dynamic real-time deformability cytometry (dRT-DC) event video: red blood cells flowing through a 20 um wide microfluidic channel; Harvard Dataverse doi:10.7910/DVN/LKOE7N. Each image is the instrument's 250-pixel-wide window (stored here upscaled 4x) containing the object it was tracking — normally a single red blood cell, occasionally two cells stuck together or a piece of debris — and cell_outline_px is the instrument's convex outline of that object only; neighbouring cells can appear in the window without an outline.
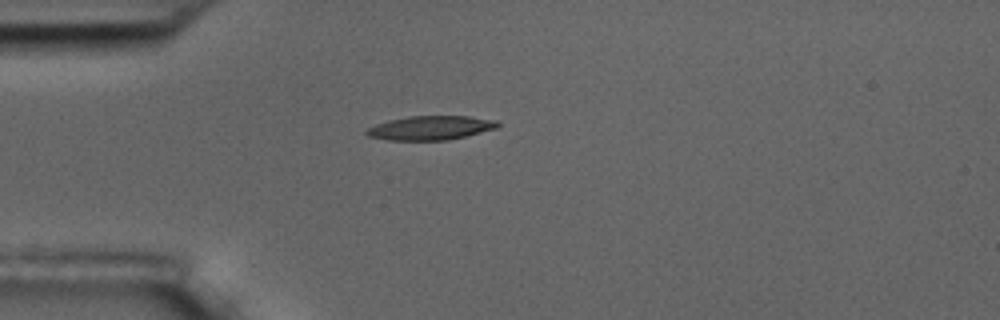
{"species": "common noctule bat (a hibernating species)", "species_latin": "Nyctalus noctula", "temperature_condition": "room temperature", "stored_images_in_passage": 1, "camera_frame_rate_fps": 3000, "um_per_image_px": 0.085, "animal": {"sex": "male", "body_mass_g": 17.5, "forearm_length_mm": 52.3}, "frame": {"image": 1, "passage_image": 1, "time_ms": 0.0, "image_size_px": [1000, 320], "cell_outline_px": [[500, 124], [496, 128], [448, 140], [388, 140], [368, 136], [364, 132], [368, 128], [376, 124], [388, 120], [408, 116], [468, 116], [500, 120]], "centroid_in_image_um": [36.6, 10.86], "position_along_channel_um": 48.4, "area_um2": 18.38}}